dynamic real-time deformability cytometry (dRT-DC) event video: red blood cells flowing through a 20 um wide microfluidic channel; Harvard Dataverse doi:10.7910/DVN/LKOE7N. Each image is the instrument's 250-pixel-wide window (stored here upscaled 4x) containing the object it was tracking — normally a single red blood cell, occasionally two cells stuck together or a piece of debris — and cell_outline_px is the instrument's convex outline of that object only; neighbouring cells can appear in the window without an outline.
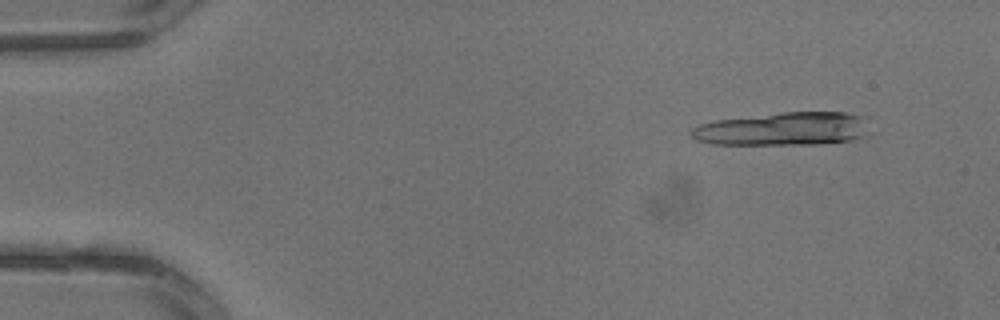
{"species": "common noctule bat (a hibernating species)", "species_latin": "Nyctalus noctula", "temperature_condition": "warm", "stored_images_in_passage": 3, "camera_frame_rate_fps": 3000, "um_per_image_px": 0.085, "animal": {"sex": "male", "body_mass_g": 13.3}, "frame": {"image": 1, "passage_image": 1, "time_ms": 0.0, "image_size_px": [1000, 320], "cell_outline_px": [[868, 116], [864, 136], [852, 140], [820, 144], [708, 144], [696, 140], [688, 132], [692, 128], [700, 124], [716, 120], [784, 112], [844, 112]], "centroid_in_image_um": [66.57, 10.95], "position_along_channel_um": 18.4, "area_um2": 34.68}}